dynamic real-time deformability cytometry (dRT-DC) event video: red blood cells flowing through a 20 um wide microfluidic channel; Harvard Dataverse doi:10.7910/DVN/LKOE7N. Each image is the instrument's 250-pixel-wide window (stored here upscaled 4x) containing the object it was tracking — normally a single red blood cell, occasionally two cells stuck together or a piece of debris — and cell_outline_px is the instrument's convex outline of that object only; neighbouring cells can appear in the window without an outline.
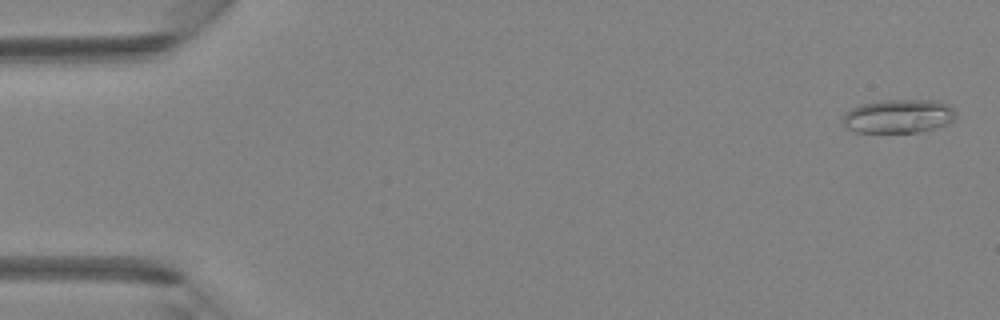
{"species": "Egyptian fruit bat (a non-hibernating species)", "species_latin": "Rousettus aegyptiacus", "temperature_condition": "room temperature", "stored_images_in_passage": 44, "camera_frame_rate_fps": 3000, "um_per_image_px": 0.085, "animal": {"sex": "female"}, "frame": {"image": 1, "passage_image": 2, "time_ms": 0.333, "image_size_px": [1000, 320], "cell_outline_px": [[956, 120], [948, 124], [916, 132], [856, 132], [848, 128], [844, 124], [844, 116], [852, 108], [860, 104], [880, 100], [932, 100], [948, 104], [956, 112]], "centroid_in_image_um": [76.41, 9.87], "position_along_channel_um": 8.6, "area_um2": 22.08}}
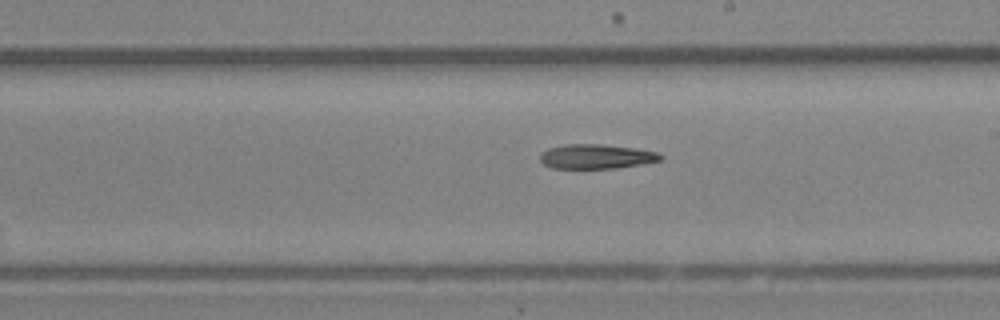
{"frame": {"image": 2, "passage_image": 26, "time_ms": 8.333, "image_size_px": [1000, 320], "cell_outline_px": [[664, 156], [660, 160], [640, 164], [616, 168], [552, 168], [544, 164], [540, 160], [540, 152], [548, 148], [564, 144], [600, 144], [636, 148], [660, 152]], "centroid_in_image_um": [50.68, 13.29], "position_along_channel_um": 238.3, "area_um2": 17.28}}
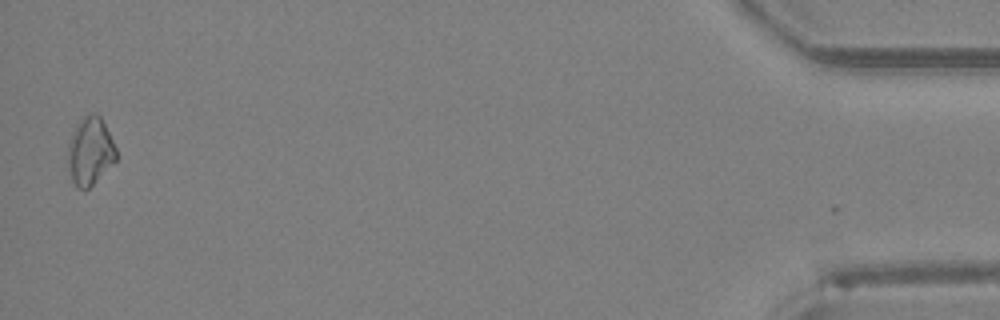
{"frame": {"image": 3, "passage_image": 44, "time_ms": 14.333, "image_size_px": [1000, 320], "cell_outline_px": [[116, 160], [88, 188], [76, 188], [72, 180], [68, 160], [68, 144], [76, 128], [84, 116], [92, 112], [96, 112], [100, 116], [116, 148]], "centroid_in_image_um": [7.66, 12.84], "position_along_channel_um": 427.5, "area_um2": 18.44}}